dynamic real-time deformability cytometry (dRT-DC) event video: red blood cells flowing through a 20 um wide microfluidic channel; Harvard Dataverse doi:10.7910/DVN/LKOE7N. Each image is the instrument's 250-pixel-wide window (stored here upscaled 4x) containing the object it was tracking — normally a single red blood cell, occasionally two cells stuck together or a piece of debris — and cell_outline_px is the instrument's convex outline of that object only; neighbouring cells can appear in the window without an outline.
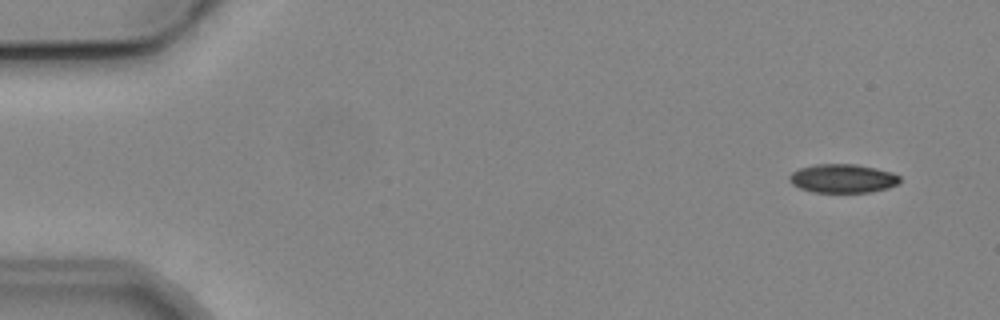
{"species": "common noctule bat (a hibernating species)", "species_latin": "Nyctalus noctula", "temperature_condition": "cold", "stored_images_in_passage": 5, "camera_frame_rate_fps": 3000, "um_per_image_px": 0.085, "animal": {"sex": "male", "body_mass_g": 19.2, "forearm_length_mm": 51.8}, "frame": {"image": 1, "passage_image": 1, "time_ms": 0.0, "image_size_px": [1000, 320], "cell_outline_px": [[900, 184], [888, 188], [872, 192], [812, 192], [800, 188], [792, 184], [788, 180], [788, 176], [792, 172], [800, 168], [816, 164], [856, 164], [876, 168], [892, 172], [900, 176]], "centroid_in_image_um": [71.65, 15.17], "position_along_channel_um": 13.4, "area_um2": 18.67}}
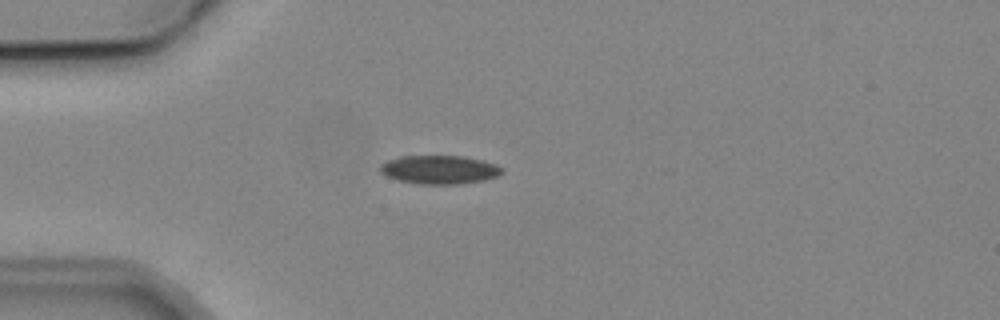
{"frame": {"image": 2, "passage_image": 4, "time_ms": 3.667, "image_size_px": [1000, 320], "cell_outline_px": [[504, 172], [500, 176], [484, 180], [460, 184], [420, 184], [400, 180], [388, 176], [380, 172], [380, 164], [388, 160], [400, 156], [464, 156], [484, 160], [496, 164], [504, 168]], "centroid_in_image_um": [37.42, 14.41], "position_along_channel_um": 47.6, "area_um2": 20.46}}